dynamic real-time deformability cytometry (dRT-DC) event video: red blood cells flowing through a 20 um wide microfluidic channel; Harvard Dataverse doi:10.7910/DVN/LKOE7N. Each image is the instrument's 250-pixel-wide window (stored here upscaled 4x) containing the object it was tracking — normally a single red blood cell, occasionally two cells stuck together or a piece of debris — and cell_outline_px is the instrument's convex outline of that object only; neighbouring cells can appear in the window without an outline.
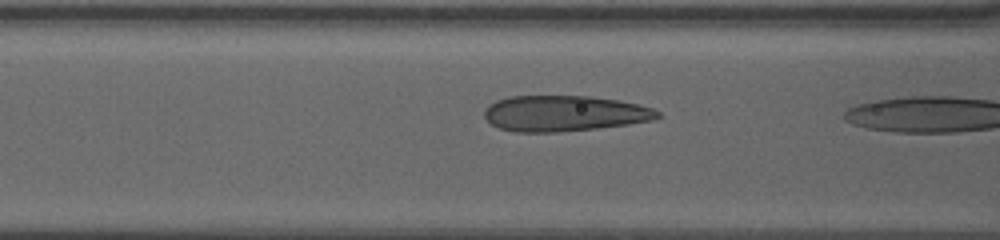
{"species": "human", "species_latin": "Homo sapiens", "temperature_condition": "warm", "stored_images_in_passage": 6, "camera_frame_rate_fps": 3000, "um_per_image_px": 0.085, "donor": {"sex": "female"}, "frame": {"image": 1, "passage_image": 4, "time_ms": 0.667, "image_size_px": [1000, 240], "cell_outline_px": [[660, 116], [652, 120], [628, 124], [596, 128], [556, 132], [516, 132], [500, 128], [492, 124], [484, 116], [484, 108], [488, 104], [496, 100], [508, 96], [588, 96], [620, 100], [640, 104], [652, 108], [660, 112]], "centroid_in_image_um": [47.95, 9.63], "position_along_channel_um": 118.7, "area_um2": 36.18}}